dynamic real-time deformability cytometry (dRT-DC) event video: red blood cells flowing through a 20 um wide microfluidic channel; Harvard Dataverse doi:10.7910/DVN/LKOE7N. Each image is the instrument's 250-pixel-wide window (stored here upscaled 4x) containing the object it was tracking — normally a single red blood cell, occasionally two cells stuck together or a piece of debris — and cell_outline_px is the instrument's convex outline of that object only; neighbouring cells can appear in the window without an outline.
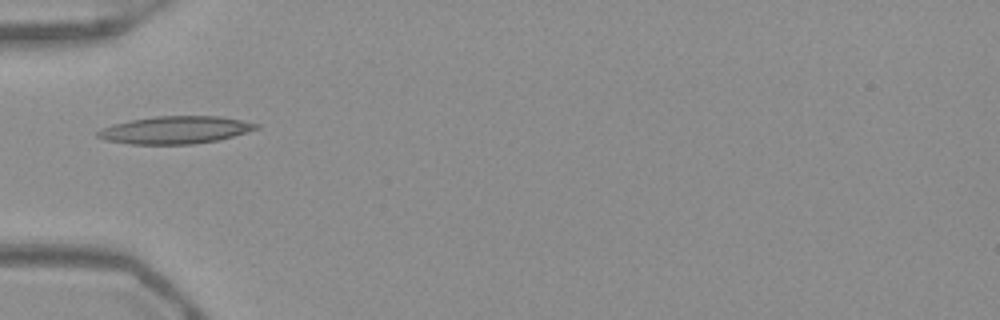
{"species": "Egyptian fruit bat (a non-hibernating species)", "species_latin": "Rousettus aegyptiacus", "temperature_condition": "warm", "stored_images_in_passage": 33, "camera_frame_rate_fps": 3000, "um_per_image_px": 0.085, "frame": {"image": 1, "passage_image": 1, "time_ms": 0.0, "image_size_px": [1000, 320], "cell_outline_px": [[260, 128], [220, 140], [192, 144], [132, 144], [104, 140], [96, 136], [96, 132], [100, 128], [112, 124], [132, 120], [156, 116], [220, 116], [260, 124]], "centroid_in_image_um": [14.89, 11.05], "position_along_channel_um": 70.1, "area_um2": 25.49}}
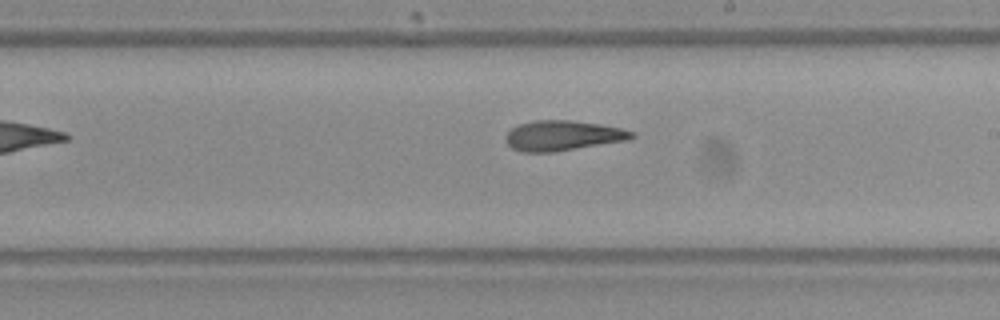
{"frame": {"image": 2, "passage_image": 14, "time_ms": 4.333, "image_size_px": [1000, 320], "cell_outline_px": [[636, 136], [628, 140], [552, 152], [520, 152], [512, 148], [504, 140], [504, 136], [512, 128], [520, 124], [536, 120], [572, 120], [600, 124], [620, 128], [636, 132]], "centroid_in_image_um": [47.83, 11.52], "position_along_channel_um": 241.2, "area_um2": 22.14}}
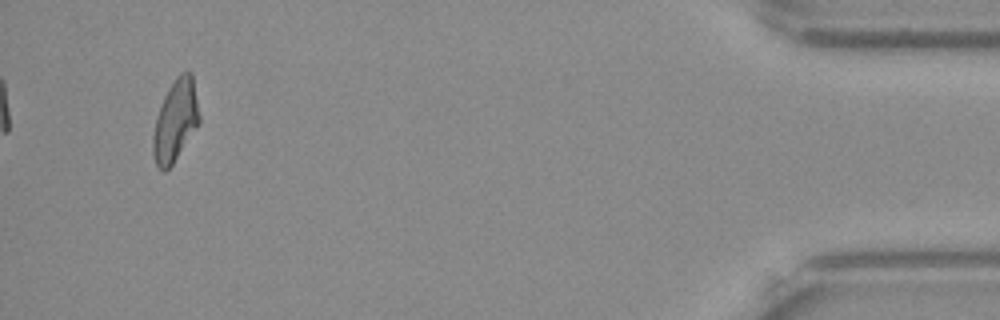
{"frame": {"image": 3, "passage_image": 33, "time_ms": 10.667, "image_size_px": [1000, 320], "cell_outline_px": [[200, 124], [172, 164], [164, 172], [156, 164], [152, 152], [152, 136], [156, 116], [160, 104], [168, 88], [176, 76], [180, 72], [192, 72], [200, 116]], "centroid_in_image_um": [14.91, 10.24], "position_along_channel_um": 420.3, "area_um2": 22.2}, "authors_computed_cell_mechanics": {"area_um2": 22.1952, "velocity_mm_per_s": 3.9377, "shape_relaxation_time_tau1_ms": null, "shape_relaxation_time_tau2_ms": 3.5719, "deformation_change_tau1": null, "deformation_change_tau2": 0.1333}}